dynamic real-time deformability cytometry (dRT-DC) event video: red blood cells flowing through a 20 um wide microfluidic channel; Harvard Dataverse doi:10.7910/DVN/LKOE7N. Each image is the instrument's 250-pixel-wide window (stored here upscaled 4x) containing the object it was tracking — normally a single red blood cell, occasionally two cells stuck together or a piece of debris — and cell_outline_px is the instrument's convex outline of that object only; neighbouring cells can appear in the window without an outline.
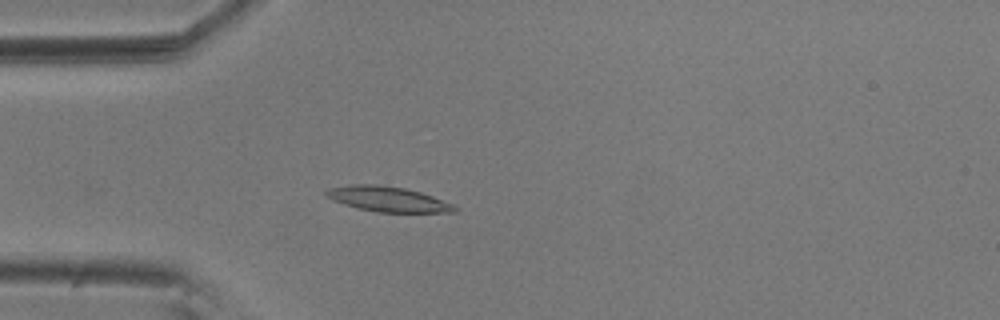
{"species": "common noctule bat (a hibernating species)", "species_latin": "Nyctalus noctula", "temperature_condition": "room temperature", "stored_images_in_passage": 55, "camera_frame_rate_fps": 3000, "um_per_image_px": 0.085, "animal": {"sex": "male", "body_mass_g": 20.5, "forearm_length_mm": 52.5}, "frame": {"image": 1, "passage_image": 15, "time_ms": 4.667, "image_size_px": [1000, 320], "cell_outline_px": [[460, 208], [456, 212], [376, 212], [356, 208], [332, 200], [324, 196], [324, 192], [328, 188], [352, 184], [376, 184], [404, 188], [420, 192], [432, 196], [452, 204]], "centroid_in_image_um": [32.93, 16.92], "position_along_channel_um": 52.1, "area_um2": 18.9}}
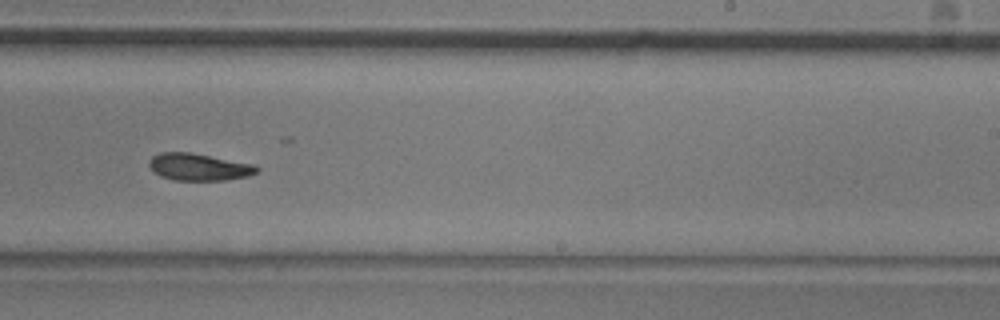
{"frame": {"image": 2, "passage_image": 34, "time_ms": 11.0, "image_size_px": [1000, 320], "cell_outline_px": [[260, 168], [256, 172], [248, 176], [224, 180], [172, 180], [160, 176], [148, 164], [148, 160], [152, 156], [160, 152], [192, 152], [252, 164]], "centroid_in_image_um": [16.87, 14.18], "position_along_channel_um": 272.1, "area_um2": 16.94}}
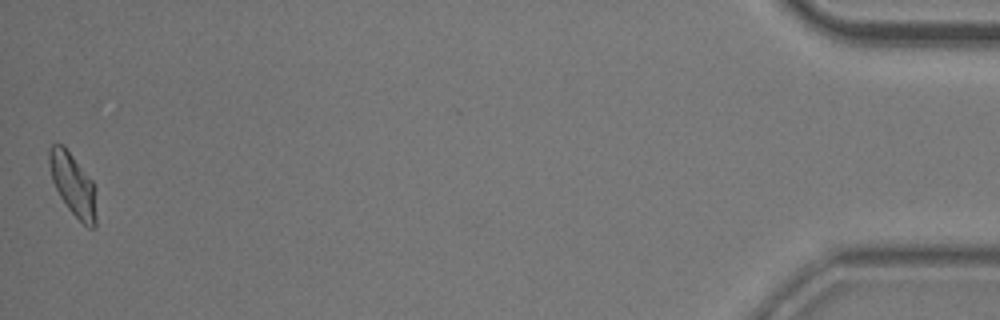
{"frame": {"image": 3, "passage_image": 55, "time_ms": 18.0, "image_size_px": [1000, 320], "cell_outline_px": [[96, 228], [88, 228], [68, 208], [60, 196], [52, 180], [48, 164], [48, 148], [52, 144], [64, 144], [92, 180], [96, 188]], "centroid_in_image_um": [6.21, 15.66], "position_along_channel_um": 429.0, "area_um2": 17.4}, "authors_computed_cell_mechanics": {"area_um2": 17.5712, "velocity_mm_per_s": 3.5942, "shape_relaxation_time_tau1_ms": 3.9049, "shape_relaxation_time_tau2_ms": 4.8727, "deformation_change_tau1": 0.1249, "deformation_change_tau2": 0.096}}